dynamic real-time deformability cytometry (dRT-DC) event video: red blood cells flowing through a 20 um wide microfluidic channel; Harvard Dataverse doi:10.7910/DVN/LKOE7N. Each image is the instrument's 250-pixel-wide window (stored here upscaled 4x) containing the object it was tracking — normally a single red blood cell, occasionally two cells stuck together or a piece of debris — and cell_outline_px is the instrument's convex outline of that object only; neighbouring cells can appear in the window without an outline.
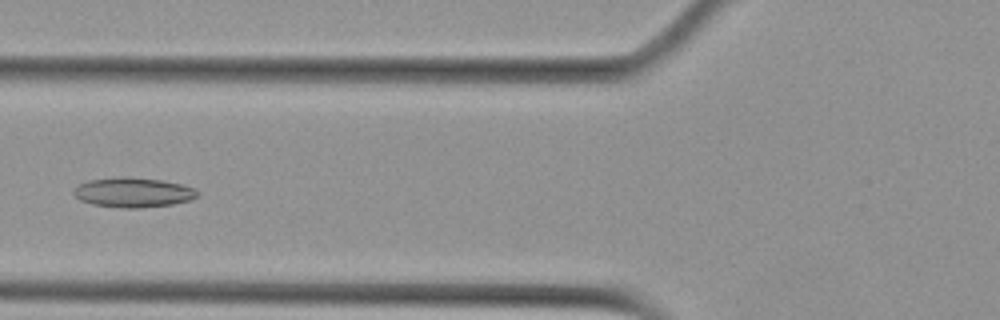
{"species": "Egyptian fruit bat (a non-hibernating species)", "species_latin": "Rousettus aegyptiacus", "temperature_condition": "cold", "stored_images_in_passage": 6, "camera_frame_rate_fps": 3000, "um_per_image_px": 0.085, "animal": {"sex": "female"}, "frame": {"image": 1, "passage_image": 6, "time_ms": 5.667, "image_size_px": [1000, 320], "cell_outline_px": [[200, 196], [192, 200], [172, 204], [140, 208], [120, 208], [92, 204], [80, 200], [72, 192], [80, 184], [88, 180], [120, 176], [124, 176], [160, 180], [184, 184], [196, 188], [200, 192]], "centroid_in_image_um": [11.38, 16.35], "position_along_channel_um": 114.4, "area_um2": 21.73}}